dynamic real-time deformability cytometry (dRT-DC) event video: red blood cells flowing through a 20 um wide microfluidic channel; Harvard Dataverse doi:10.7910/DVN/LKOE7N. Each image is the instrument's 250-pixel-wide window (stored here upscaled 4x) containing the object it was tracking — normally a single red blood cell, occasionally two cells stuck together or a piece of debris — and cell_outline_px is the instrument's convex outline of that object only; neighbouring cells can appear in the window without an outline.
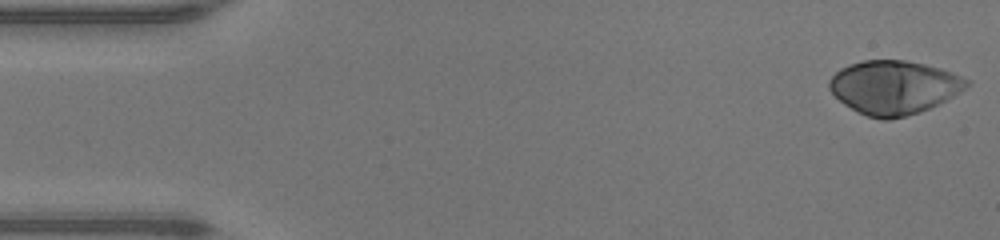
{"species": "human", "species_latin": "Homo sapiens", "temperature_condition": "warm", "stored_images_in_passage": 47, "camera_frame_rate_fps": 3000, "um_per_image_px": 0.085, "donor": {"sex": "male"}, "frame": {"image": 1, "passage_image": 1, "time_ms": 0.0, "image_size_px": [1000, 240], "cell_outline_px": [[972, 80], [960, 92], [920, 112], [888, 120], [884, 120], [868, 116], [844, 104], [828, 88], [828, 80], [840, 68], [848, 64], [864, 60], [904, 60], [924, 64], [940, 68], [952, 72]], "centroid_in_image_um": [75.97, 7.41], "position_along_channel_um": 9.0, "area_um2": 42.66}}
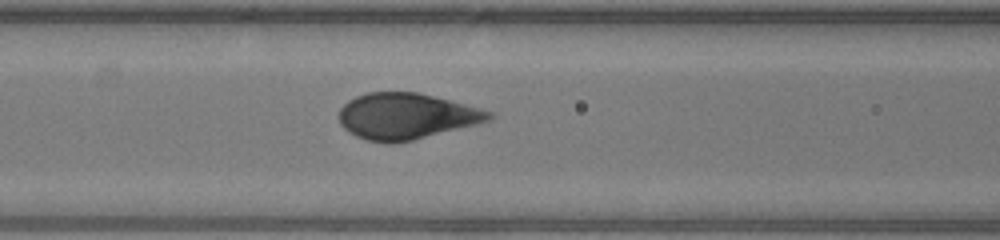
{"frame": {"image": 2, "passage_image": 19, "time_ms": 6.0, "image_size_px": [1000, 240], "cell_outline_px": [[496, 116], [492, 120], [412, 140], [388, 144], [368, 140], [356, 136], [348, 132], [340, 124], [336, 116], [340, 108], [348, 100], [356, 96], [368, 92], [416, 92], [480, 108], [492, 112]], "centroid_in_image_um": [34.49, 9.88], "position_along_channel_um": 132.1, "area_um2": 40.23}}
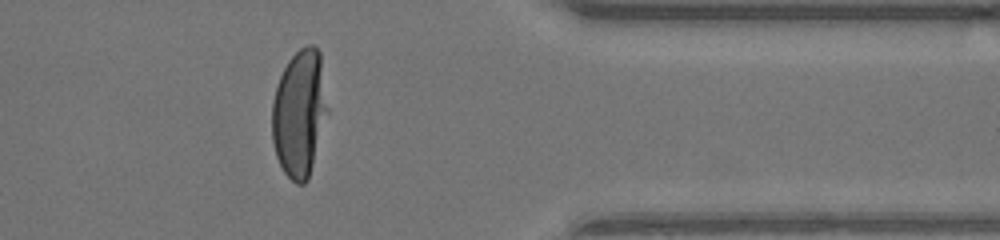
{"frame": {"image": 3, "passage_image": 38, "time_ms": 12.333, "image_size_px": [1000, 240], "cell_outline_px": [[328, 112], [308, 180], [304, 184], [296, 184], [284, 172], [276, 156], [272, 140], [272, 100], [280, 76], [288, 60], [300, 48], [308, 44], [312, 44], [320, 52], [328, 108]], "centroid_in_image_um": [25.45, 9.62], "position_along_channel_um": 385.9, "area_um2": 41.15}, "authors_computed_cell_mechanics": {"area_um2": 41.7894, "velocity_mm_per_s": 4.3017, "shape_relaxation_time_tau1_ms": 3.2333, "shape_relaxation_time_tau2_ms": null, "deformation_change_tau1": 0.2471, "deformation_change_tau2": null}}